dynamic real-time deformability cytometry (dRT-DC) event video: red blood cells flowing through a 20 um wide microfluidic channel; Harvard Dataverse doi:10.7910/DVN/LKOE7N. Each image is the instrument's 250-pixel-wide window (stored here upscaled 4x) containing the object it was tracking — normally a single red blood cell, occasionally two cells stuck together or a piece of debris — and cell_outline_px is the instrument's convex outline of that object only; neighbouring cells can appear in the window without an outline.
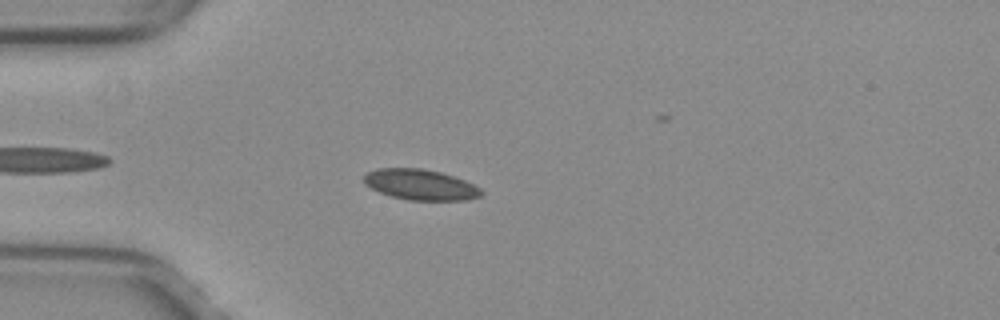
{"species": "common noctule bat (a hibernating species)", "species_latin": "Nyctalus noctula", "temperature_condition": "warm", "stored_images_in_passage": 33, "camera_frame_rate_fps": 3000, "um_per_image_px": 0.085, "animal": {"sex": "female", "body_mass_g": 29.2, "forearm_length_mm": 56.3}, "frame": {"image": 1, "passage_image": 5, "time_ms": 1.333, "image_size_px": [1000, 320], "cell_outline_px": [[484, 192], [480, 196], [468, 200], [408, 200], [392, 196], [380, 192], [364, 184], [364, 176], [368, 172], [376, 168], [424, 168], [440, 172], [464, 180], [480, 188]], "centroid_in_image_um": [35.74, 15.69], "position_along_channel_um": 49.3, "area_um2": 20.87}}
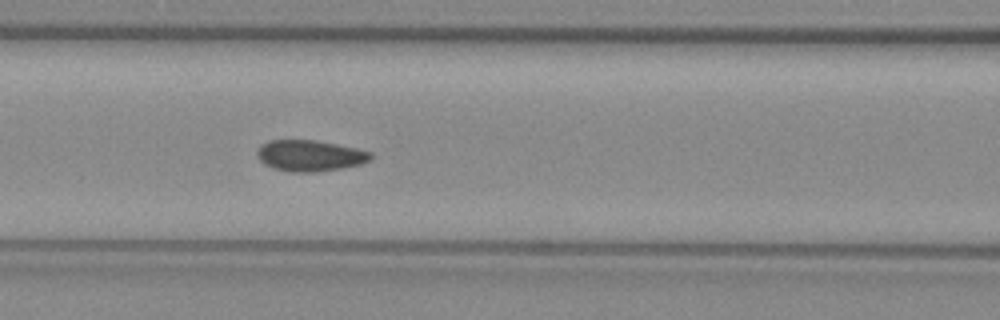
{"frame": {"image": 2, "passage_image": 13, "time_ms": 4.0, "image_size_px": [1000, 320], "cell_outline_px": [[372, 160], [360, 164], [344, 168], [316, 172], [288, 172], [272, 168], [264, 164], [256, 156], [256, 152], [260, 144], [268, 140], [316, 140], [356, 148], [372, 152]], "centroid_in_image_um": [26.32, 13.23], "position_along_channel_um": 140.3, "area_um2": 20.92}}
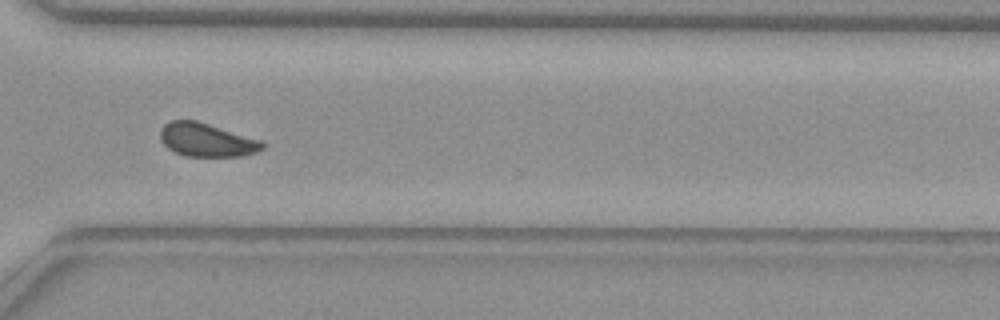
{"frame": {"image": 3, "passage_image": 29, "time_ms": 9.333, "image_size_px": [1000, 320], "cell_outline_px": [[264, 148], [256, 152], [240, 156], [184, 156], [168, 148], [160, 140], [160, 128], [164, 124], [172, 120], [196, 120], [260, 140], [264, 144]], "centroid_in_image_um": [17.52, 11.89], "position_along_channel_um": 353.1, "area_um2": 19.77}}